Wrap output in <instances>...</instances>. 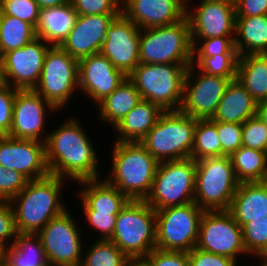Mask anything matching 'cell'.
I'll list each match as a JSON object with an SVG mask.
<instances>
[{
	"label": "cell",
	"mask_w": 267,
	"mask_h": 266,
	"mask_svg": "<svg viewBox=\"0 0 267 266\" xmlns=\"http://www.w3.org/2000/svg\"><path fill=\"white\" fill-rule=\"evenodd\" d=\"M235 48L239 56L267 50V15L236 17Z\"/></svg>",
	"instance_id": "obj_28"
},
{
	"label": "cell",
	"mask_w": 267,
	"mask_h": 266,
	"mask_svg": "<svg viewBox=\"0 0 267 266\" xmlns=\"http://www.w3.org/2000/svg\"><path fill=\"white\" fill-rule=\"evenodd\" d=\"M96 241V242H95ZM83 252L80 266H127L128 258L112 241L95 240Z\"/></svg>",
	"instance_id": "obj_35"
},
{
	"label": "cell",
	"mask_w": 267,
	"mask_h": 266,
	"mask_svg": "<svg viewBox=\"0 0 267 266\" xmlns=\"http://www.w3.org/2000/svg\"><path fill=\"white\" fill-rule=\"evenodd\" d=\"M230 159L240 183L267 181V152L242 145Z\"/></svg>",
	"instance_id": "obj_32"
},
{
	"label": "cell",
	"mask_w": 267,
	"mask_h": 266,
	"mask_svg": "<svg viewBox=\"0 0 267 266\" xmlns=\"http://www.w3.org/2000/svg\"><path fill=\"white\" fill-rule=\"evenodd\" d=\"M163 112L158 105L142 99L114 127L118 137L115 142H140Z\"/></svg>",
	"instance_id": "obj_26"
},
{
	"label": "cell",
	"mask_w": 267,
	"mask_h": 266,
	"mask_svg": "<svg viewBox=\"0 0 267 266\" xmlns=\"http://www.w3.org/2000/svg\"><path fill=\"white\" fill-rule=\"evenodd\" d=\"M140 30L121 13L108 28L100 50L126 76L139 65Z\"/></svg>",
	"instance_id": "obj_16"
},
{
	"label": "cell",
	"mask_w": 267,
	"mask_h": 266,
	"mask_svg": "<svg viewBox=\"0 0 267 266\" xmlns=\"http://www.w3.org/2000/svg\"><path fill=\"white\" fill-rule=\"evenodd\" d=\"M237 79L258 103L267 99V56L249 54L239 56Z\"/></svg>",
	"instance_id": "obj_31"
},
{
	"label": "cell",
	"mask_w": 267,
	"mask_h": 266,
	"mask_svg": "<svg viewBox=\"0 0 267 266\" xmlns=\"http://www.w3.org/2000/svg\"><path fill=\"white\" fill-rule=\"evenodd\" d=\"M128 258H144L156 248V210L130 200L119 212L110 239Z\"/></svg>",
	"instance_id": "obj_7"
},
{
	"label": "cell",
	"mask_w": 267,
	"mask_h": 266,
	"mask_svg": "<svg viewBox=\"0 0 267 266\" xmlns=\"http://www.w3.org/2000/svg\"><path fill=\"white\" fill-rule=\"evenodd\" d=\"M191 64L184 79L183 101L180 111L194 119H212L226 87L236 78H224L199 72L195 76Z\"/></svg>",
	"instance_id": "obj_14"
},
{
	"label": "cell",
	"mask_w": 267,
	"mask_h": 266,
	"mask_svg": "<svg viewBox=\"0 0 267 266\" xmlns=\"http://www.w3.org/2000/svg\"><path fill=\"white\" fill-rule=\"evenodd\" d=\"M221 156V143L212 119H196L191 158L199 161L209 157Z\"/></svg>",
	"instance_id": "obj_34"
},
{
	"label": "cell",
	"mask_w": 267,
	"mask_h": 266,
	"mask_svg": "<svg viewBox=\"0 0 267 266\" xmlns=\"http://www.w3.org/2000/svg\"><path fill=\"white\" fill-rule=\"evenodd\" d=\"M50 47L36 37L22 48L3 54L8 85L18 90L34 89L40 81L45 55Z\"/></svg>",
	"instance_id": "obj_18"
},
{
	"label": "cell",
	"mask_w": 267,
	"mask_h": 266,
	"mask_svg": "<svg viewBox=\"0 0 267 266\" xmlns=\"http://www.w3.org/2000/svg\"><path fill=\"white\" fill-rule=\"evenodd\" d=\"M64 181L66 180L52 174L30 180L9 201L18 233L37 234L50 220L68 209L61 199Z\"/></svg>",
	"instance_id": "obj_2"
},
{
	"label": "cell",
	"mask_w": 267,
	"mask_h": 266,
	"mask_svg": "<svg viewBox=\"0 0 267 266\" xmlns=\"http://www.w3.org/2000/svg\"><path fill=\"white\" fill-rule=\"evenodd\" d=\"M239 184L230 156L196 161L194 202L204 211L229 210Z\"/></svg>",
	"instance_id": "obj_8"
},
{
	"label": "cell",
	"mask_w": 267,
	"mask_h": 266,
	"mask_svg": "<svg viewBox=\"0 0 267 266\" xmlns=\"http://www.w3.org/2000/svg\"><path fill=\"white\" fill-rule=\"evenodd\" d=\"M191 64H141L127 76L143 100L163 111H178L183 101L184 79Z\"/></svg>",
	"instance_id": "obj_4"
},
{
	"label": "cell",
	"mask_w": 267,
	"mask_h": 266,
	"mask_svg": "<svg viewBox=\"0 0 267 266\" xmlns=\"http://www.w3.org/2000/svg\"><path fill=\"white\" fill-rule=\"evenodd\" d=\"M0 11L22 21L37 24L40 7L35 0H1Z\"/></svg>",
	"instance_id": "obj_39"
},
{
	"label": "cell",
	"mask_w": 267,
	"mask_h": 266,
	"mask_svg": "<svg viewBox=\"0 0 267 266\" xmlns=\"http://www.w3.org/2000/svg\"><path fill=\"white\" fill-rule=\"evenodd\" d=\"M82 208L86 217V221L91 227L96 229L98 234L97 240H110L114 229L116 218L119 212H98L91 210L82 200Z\"/></svg>",
	"instance_id": "obj_40"
},
{
	"label": "cell",
	"mask_w": 267,
	"mask_h": 266,
	"mask_svg": "<svg viewBox=\"0 0 267 266\" xmlns=\"http://www.w3.org/2000/svg\"><path fill=\"white\" fill-rule=\"evenodd\" d=\"M126 78L127 76L115 68L101 53L92 54L78 61V90L97 104L110 95Z\"/></svg>",
	"instance_id": "obj_20"
},
{
	"label": "cell",
	"mask_w": 267,
	"mask_h": 266,
	"mask_svg": "<svg viewBox=\"0 0 267 266\" xmlns=\"http://www.w3.org/2000/svg\"><path fill=\"white\" fill-rule=\"evenodd\" d=\"M235 12L236 17L267 15V0H238Z\"/></svg>",
	"instance_id": "obj_49"
},
{
	"label": "cell",
	"mask_w": 267,
	"mask_h": 266,
	"mask_svg": "<svg viewBox=\"0 0 267 266\" xmlns=\"http://www.w3.org/2000/svg\"><path fill=\"white\" fill-rule=\"evenodd\" d=\"M112 147V168L104 179L129 200L145 201L159 162L140 142H115Z\"/></svg>",
	"instance_id": "obj_3"
},
{
	"label": "cell",
	"mask_w": 267,
	"mask_h": 266,
	"mask_svg": "<svg viewBox=\"0 0 267 266\" xmlns=\"http://www.w3.org/2000/svg\"><path fill=\"white\" fill-rule=\"evenodd\" d=\"M4 247L0 244V266H4Z\"/></svg>",
	"instance_id": "obj_54"
},
{
	"label": "cell",
	"mask_w": 267,
	"mask_h": 266,
	"mask_svg": "<svg viewBox=\"0 0 267 266\" xmlns=\"http://www.w3.org/2000/svg\"><path fill=\"white\" fill-rule=\"evenodd\" d=\"M214 1H225L235 6L238 0H214Z\"/></svg>",
	"instance_id": "obj_56"
},
{
	"label": "cell",
	"mask_w": 267,
	"mask_h": 266,
	"mask_svg": "<svg viewBox=\"0 0 267 266\" xmlns=\"http://www.w3.org/2000/svg\"><path fill=\"white\" fill-rule=\"evenodd\" d=\"M77 89L78 60L60 46H51L45 55L41 78L34 90L59 111L68 105Z\"/></svg>",
	"instance_id": "obj_11"
},
{
	"label": "cell",
	"mask_w": 267,
	"mask_h": 266,
	"mask_svg": "<svg viewBox=\"0 0 267 266\" xmlns=\"http://www.w3.org/2000/svg\"><path fill=\"white\" fill-rule=\"evenodd\" d=\"M58 111L34 89L17 90L13 104L10 132L7 136L15 139L46 142L45 120L49 112Z\"/></svg>",
	"instance_id": "obj_15"
},
{
	"label": "cell",
	"mask_w": 267,
	"mask_h": 266,
	"mask_svg": "<svg viewBox=\"0 0 267 266\" xmlns=\"http://www.w3.org/2000/svg\"><path fill=\"white\" fill-rule=\"evenodd\" d=\"M78 13L71 3L60 6L40 8L36 37L51 46H60L75 25Z\"/></svg>",
	"instance_id": "obj_23"
},
{
	"label": "cell",
	"mask_w": 267,
	"mask_h": 266,
	"mask_svg": "<svg viewBox=\"0 0 267 266\" xmlns=\"http://www.w3.org/2000/svg\"><path fill=\"white\" fill-rule=\"evenodd\" d=\"M238 54H220L213 57H193L195 69L208 75L237 78Z\"/></svg>",
	"instance_id": "obj_36"
},
{
	"label": "cell",
	"mask_w": 267,
	"mask_h": 266,
	"mask_svg": "<svg viewBox=\"0 0 267 266\" xmlns=\"http://www.w3.org/2000/svg\"><path fill=\"white\" fill-rule=\"evenodd\" d=\"M0 165L20 172L29 181L50 174L45 143L35 140L0 136Z\"/></svg>",
	"instance_id": "obj_19"
},
{
	"label": "cell",
	"mask_w": 267,
	"mask_h": 266,
	"mask_svg": "<svg viewBox=\"0 0 267 266\" xmlns=\"http://www.w3.org/2000/svg\"><path fill=\"white\" fill-rule=\"evenodd\" d=\"M40 8L60 6L70 3V0H35Z\"/></svg>",
	"instance_id": "obj_51"
},
{
	"label": "cell",
	"mask_w": 267,
	"mask_h": 266,
	"mask_svg": "<svg viewBox=\"0 0 267 266\" xmlns=\"http://www.w3.org/2000/svg\"><path fill=\"white\" fill-rule=\"evenodd\" d=\"M234 39L235 37L191 39L193 46V57H213L217 54H238L235 48Z\"/></svg>",
	"instance_id": "obj_38"
},
{
	"label": "cell",
	"mask_w": 267,
	"mask_h": 266,
	"mask_svg": "<svg viewBox=\"0 0 267 266\" xmlns=\"http://www.w3.org/2000/svg\"><path fill=\"white\" fill-rule=\"evenodd\" d=\"M119 14L78 15L60 47L76 60L100 53L105 35Z\"/></svg>",
	"instance_id": "obj_21"
},
{
	"label": "cell",
	"mask_w": 267,
	"mask_h": 266,
	"mask_svg": "<svg viewBox=\"0 0 267 266\" xmlns=\"http://www.w3.org/2000/svg\"><path fill=\"white\" fill-rule=\"evenodd\" d=\"M78 15L121 14L122 0H70Z\"/></svg>",
	"instance_id": "obj_43"
},
{
	"label": "cell",
	"mask_w": 267,
	"mask_h": 266,
	"mask_svg": "<svg viewBox=\"0 0 267 266\" xmlns=\"http://www.w3.org/2000/svg\"><path fill=\"white\" fill-rule=\"evenodd\" d=\"M139 63L192 64L190 25L185 16L177 23L140 30Z\"/></svg>",
	"instance_id": "obj_5"
},
{
	"label": "cell",
	"mask_w": 267,
	"mask_h": 266,
	"mask_svg": "<svg viewBox=\"0 0 267 266\" xmlns=\"http://www.w3.org/2000/svg\"><path fill=\"white\" fill-rule=\"evenodd\" d=\"M79 198L91 209L98 212H120L130 201L116 187L110 185L104 178L84 180Z\"/></svg>",
	"instance_id": "obj_27"
},
{
	"label": "cell",
	"mask_w": 267,
	"mask_h": 266,
	"mask_svg": "<svg viewBox=\"0 0 267 266\" xmlns=\"http://www.w3.org/2000/svg\"><path fill=\"white\" fill-rule=\"evenodd\" d=\"M36 38L35 27L0 11V53L22 48Z\"/></svg>",
	"instance_id": "obj_33"
},
{
	"label": "cell",
	"mask_w": 267,
	"mask_h": 266,
	"mask_svg": "<svg viewBox=\"0 0 267 266\" xmlns=\"http://www.w3.org/2000/svg\"><path fill=\"white\" fill-rule=\"evenodd\" d=\"M17 234L14 212L11 205L9 202H0V244L4 248L12 245Z\"/></svg>",
	"instance_id": "obj_47"
},
{
	"label": "cell",
	"mask_w": 267,
	"mask_h": 266,
	"mask_svg": "<svg viewBox=\"0 0 267 266\" xmlns=\"http://www.w3.org/2000/svg\"><path fill=\"white\" fill-rule=\"evenodd\" d=\"M20 172L0 165V202H9L20 193L28 183Z\"/></svg>",
	"instance_id": "obj_44"
},
{
	"label": "cell",
	"mask_w": 267,
	"mask_h": 266,
	"mask_svg": "<svg viewBox=\"0 0 267 266\" xmlns=\"http://www.w3.org/2000/svg\"><path fill=\"white\" fill-rule=\"evenodd\" d=\"M4 266H50L41 238L34 233H18L4 249Z\"/></svg>",
	"instance_id": "obj_30"
},
{
	"label": "cell",
	"mask_w": 267,
	"mask_h": 266,
	"mask_svg": "<svg viewBox=\"0 0 267 266\" xmlns=\"http://www.w3.org/2000/svg\"><path fill=\"white\" fill-rule=\"evenodd\" d=\"M196 161L193 158L159 162L145 201L155 210L194 202Z\"/></svg>",
	"instance_id": "obj_9"
},
{
	"label": "cell",
	"mask_w": 267,
	"mask_h": 266,
	"mask_svg": "<svg viewBox=\"0 0 267 266\" xmlns=\"http://www.w3.org/2000/svg\"><path fill=\"white\" fill-rule=\"evenodd\" d=\"M244 246L249 255H267V216L253 217L243 227Z\"/></svg>",
	"instance_id": "obj_37"
},
{
	"label": "cell",
	"mask_w": 267,
	"mask_h": 266,
	"mask_svg": "<svg viewBox=\"0 0 267 266\" xmlns=\"http://www.w3.org/2000/svg\"><path fill=\"white\" fill-rule=\"evenodd\" d=\"M122 13L140 29L167 26L186 14V0H122Z\"/></svg>",
	"instance_id": "obj_22"
},
{
	"label": "cell",
	"mask_w": 267,
	"mask_h": 266,
	"mask_svg": "<svg viewBox=\"0 0 267 266\" xmlns=\"http://www.w3.org/2000/svg\"><path fill=\"white\" fill-rule=\"evenodd\" d=\"M190 266H238L237 261L222 255L193 248L188 252Z\"/></svg>",
	"instance_id": "obj_48"
},
{
	"label": "cell",
	"mask_w": 267,
	"mask_h": 266,
	"mask_svg": "<svg viewBox=\"0 0 267 266\" xmlns=\"http://www.w3.org/2000/svg\"><path fill=\"white\" fill-rule=\"evenodd\" d=\"M144 259L151 266H190L188 252L154 248Z\"/></svg>",
	"instance_id": "obj_46"
},
{
	"label": "cell",
	"mask_w": 267,
	"mask_h": 266,
	"mask_svg": "<svg viewBox=\"0 0 267 266\" xmlns=\"http://www.w3.org/2000/svg\"><path fill=\"white\" fill-rule=\"evenodd\" d=\"M83 125L68 118L56 130L48 132L45 142L50 174L72 182L100 179L99 159Z\"/></svg>",
	"instance_id": "obj_1"
},
{
	"label": "cell",
	"mask_w": 267,
	"mask_h": 266,
	"mask_svg": "<svg viewBox=\"0 0 267 266\" xmlns=\"http://www.w3.org/2000/svg\"><path fill=\"white\" fill-rule=\"evenodd\" d=\"M4 85H8V82L5 72L4 56L0 53V86Z\"/></svg>",
	"instance_id": "obj_52"
},
{
	"label": "cell",
	"mask_w": 267,
	"mask_h": 266,
	"mask_svg": "<svg viewBox=\"0 0 267 266\" xmlns=\"http://www.w3.org/2000/svg\"><path fill=\"white\" fill-rule=\"evenodd\" d=\"M256 116L267 127V99L257 103Z\"/></svg>",
	"instance_id": "obj_50"
},
{
	"label": "cell",
	"mask_w": 267,
	"mask_h": 266,
	"mask_svg": "<svg viewBox=\"0 0 267 266\" xmlns=\"http://www.w3.org/2000/svg\"><path fill=\"white\" fill-rule=\"evenodd\" d=\"M127 266H151L144 258H130Z\"/></svg>",
	"instance_id": "obj_53"
},
{
	"label": "cell",
	"mask_w": 267,
	"mask_h": 266,
	"mask_svg": "<svg viewBox=\"0 0 267 266\" xmlns=\"http://www.w3.org/2000/svg\"><path fill=\"white\" fill-rule=\"evenodd\" d=\"M196 248L239 261L248 255L243 230L228 210L204 211L200 219Z\"/></svg>",
	"instance_id": "obj_12"
},
{
	"label": "cell",
	"mask_w": 267,
	"mask_h": 266,
	"mask_svg": "<svg viewBox=\"0 0 267 266\" xmlns=\"http://www.w3.org/2000/svg\"><path fill=\"white\" fill-rule=\"evenodd\" d=\"M76 225L73 216L66 209L37 233L50 266H80L83 244L79 226Z\"/></svg>",
	"instance_id": "obj_13"
},
{
	"label": "cell",
	"mask_w": 267,
	"mask_h": 266,
	"mask_svg": "<svg viewBox=\"0 0 267 266\" xmlns=\"http://www.w3.org/2000/svg\"><path fill=\"white\" fill-rule=\"evenodd\" d=\"M17 90L10 85L0 86V136L8 135L10 132Z\"/></svg>",
	"instance_id": "obj_45"
},
{
	"label": "cell",
	"mask_w": 267,
	"mask_h": 266,
	"mask_svg": "<svg viewBox=\"0 0 267 266\" xmlns=\"http://www.w3.org/2000/svg\"><path fill=\"white\" fill-rule=\"evenodd\" d=\"M196 119L178 111H164L140 141L158 161L191 158Z\"/></svg>",
	"instance_id": "obj_6"
},
{
	"label": "cell",
	"mask_w": 267,
	"mask_h": 266,
	"mask_svg": "<svg viewBox=\"0 0 267 266\" xmlns=\"http://www.w3.org/2000/svg\"><path fill=\"white\" fill-rule=\"evenodd\" d=\"M221 156H231L242 145V124L216 121Z\"/></svg>",
	"instance_id": "obj_42"
},
{
	"label": "cell",
	"mask_w": 267,
	"mask_h": 266,
	"mask_svg": "<svg viewBox=\"0 0 267 266\" xmlns=\"http://www.w3.org/2000/svg\"><path fill=\"white\" fill-rule=\"evenodd\" d=\"M258 259H260L259 261H261L259 266H267V257L266 256H261L258 257Z\"/></svg>",
	"instance_id": "obj_55"
},
{
	"label": "cell",
	"mask_w": 267,
	"mask_h": 266,
	"mask_svg": "<svg viewBox=\"0 0 267 266\" xmlns=\"http://www.w3.org/2000/svg\"><path fill=\"white\" fill-rule=\"evenodd\" d=\"M203 213L195 202L156 210V248L191 251L197 244Z\"/></svg>",
	"instance_id": "obj_10"
},
{
	"label": "cell",
	"mask_w": 267,
	"mask_h": 266,
	"mask_svg": "<svg viewBox=\"0 0 267 266\" xmlns=\"http://www.w3.org/2000/svg\"><path fill=\"white\" fill-rule=\"evenodd\" d=\"M242 143L252 149L267 152V127L256 115L242 124Z\"/></svg>",
	"instance_id": "obj_41"
},
{
	"label": "cell",
	"mask_w": 267,
	"mask_h": 266,
	"mask_svg": "<svg viewBox=\"0 0 267 266\" xmlns=\"http://www.w3.org/2000/svg\"><path fill=\"white\" fill-rule=\"evenodd\" d=\"M142 100L140 93L128 77L99 105V119L101 122H110L114 128L128 112Z\"/></svg>",
	"instance_id": "obj_29"
},
{
	"label": "cell",
	"mask_w": 267,
	"mask_h": 266,
	"mask_svg": "<svg viewBox=\"0 0 267 266\" xmlns=\"http://www.w3.org/2000/svg\"><path fill=\"white\" fill-rule=\"evenodd\" d=\"M228 211L241 228L253 217L267 216V181L240 183Z\"/></svg>",
	"instance_id": "obj_25"
},
{
	"label": "cell",
	"mask_w": 267,
	"mask_h": 266,
	"mask_svg": "<svg viewBox=\"0 0 267 266\" xmlns=\"http://www.w3.org/2000/svg\"><path fill=\"white\" fill-rule=\"evenodd\" d=\"M256 110L257 102L236 78L226 87L212 120L243 124L256 115Z\"/></svg>",
	"instance_id": "obj_24"
},
{
	"label": "cell",
	"mask_w": 267,
	"mask_h": 266,
	"mask_svg": "<svg viewBox=\"0 0 267 266\" xmlns=\"http://www.w3.org/2000/svg\"><path fill=\"white\" fill-rule=\"evenodd\" d=\"M186 0V14L191 39L235 37V6L225 1L200 0L197 9ZM189 4V5H188Z\"/></svg>",
	"instance_id": "obj_17"
}]
</instances>
